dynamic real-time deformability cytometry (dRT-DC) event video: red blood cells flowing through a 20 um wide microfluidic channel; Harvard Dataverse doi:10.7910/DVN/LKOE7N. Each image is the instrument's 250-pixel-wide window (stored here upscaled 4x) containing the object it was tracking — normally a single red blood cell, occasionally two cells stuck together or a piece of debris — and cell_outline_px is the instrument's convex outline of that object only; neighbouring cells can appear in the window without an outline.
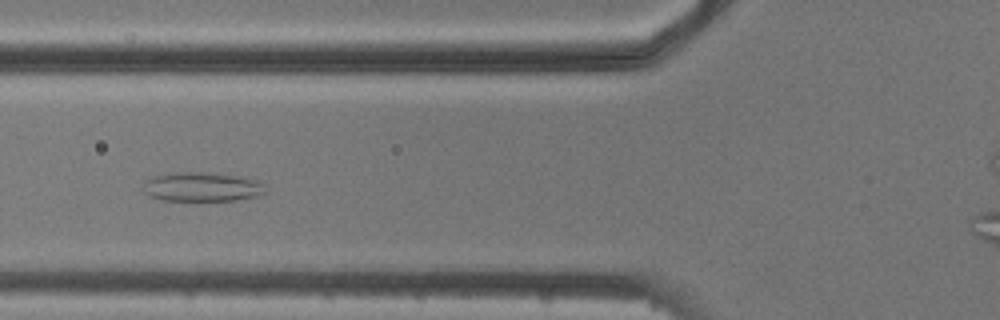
{"species": "common noctule bat (a hibernating species)", "species_latin": "Nyctalus noctula", "temperature_condition": "cold", "stored_images_in_passage": 10, "camera_frame_rate_fps": 3000, "um_per_image_px": 0.085, "animal": {"sex": "male", "body_mass_g": 20.5, "forearm_length_mm": 52.5}, "frame": {"image": 1, "passage_image": 5, "time_ms": 4.667, "image_size_px": [1000, 320], "cell_outline_px": [[264, 192], [260, 196], [236, 200], [164, 200], [148, 196], [140, 188], [144, 180], [156, 176], [180, 172], [200, 172], [240, 176], [256, 180], [260, 184]], "centroid_in_image_um": [17.09, 15.89], "position_along_channel_um": 108.7, "area_um2": 20.63}}
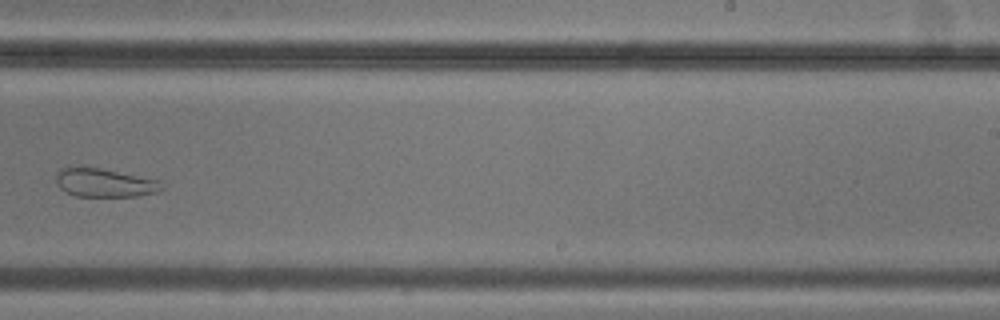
{"frame": {"image": 2, "passage_image": 9, "time_ms": 9.333, "image_size_px": [1000, 320], "cell_outline_px": [[164, 188], [156, 192], [136, 196], [76, 196], [64, 192], [56, 184], [56, 172], [60, 168], [68, 164], [100, 168], [156, 180]], "centroid_in_image_um": [8.74, 15.51], "position_along_channel_um": 280.3, "area_um2": 17.74}}